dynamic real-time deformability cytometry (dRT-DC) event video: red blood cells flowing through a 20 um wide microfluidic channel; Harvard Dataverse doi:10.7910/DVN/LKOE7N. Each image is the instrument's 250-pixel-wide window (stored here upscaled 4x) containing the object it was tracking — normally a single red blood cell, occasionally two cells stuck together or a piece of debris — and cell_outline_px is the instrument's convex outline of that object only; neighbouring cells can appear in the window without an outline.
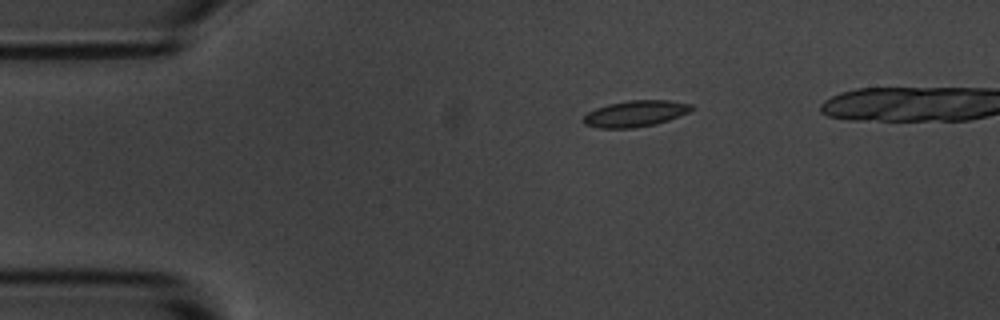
{"species": "common noctule bat (a hibernating species)", "species_latin": "Nyctalus noctula", "temperature_condition": "room temperature", "stored_images_in_passage": 8, "camera_frame_rate_fps": 3000, "um_per_image_px": 0.085, "animal": {"sex": "male", "body_mass_g": 20.1, "forearm_length_mm": 53.5}, "frame": {"image": 1, "passage_image": 3, "time_ms": 3.333, "image_size_px": [1000, 320], "cell_outline_px": [[696, 108], [680, 116], [656, 124], [632, 128], [596, 128], [584, 124], [584, 116], [588, 112], [596, 108], [608, 104], [628, 100], [668, 100], [692, 104]], "centroid_in_image_um": [54.03, 9.65], "position_along_channel_um": 31.0, "area_um2": 16.59}}
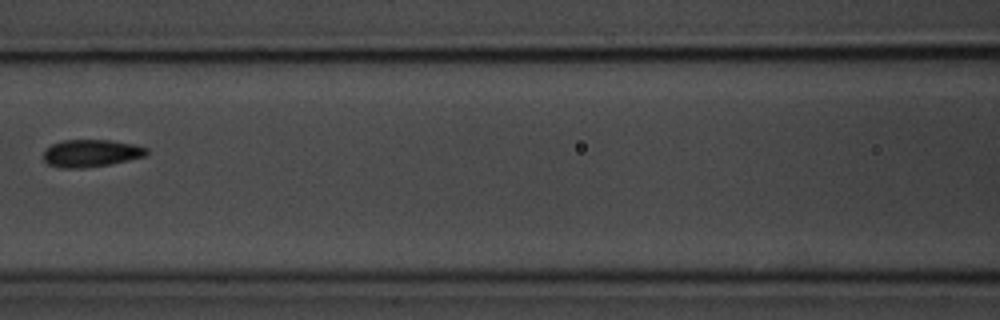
{"frame": {"image": 2, "passage_image": 7, "time_ms": 8.0, "image_size_px": [1000, 320], "cell_outline_px": [[148, 152], [144, 156], [128, 160], [108, 164], [84, 168], [60, 168], [48, 164], [44, 160], [44, 152], [52, 144], [64, 140], [112, 140], [132, 144], [148, 148]], "centroid_in_image_um": [7.73, 13.02], "position_along_channel_um": 158.9, "area_um2": 16.3}}
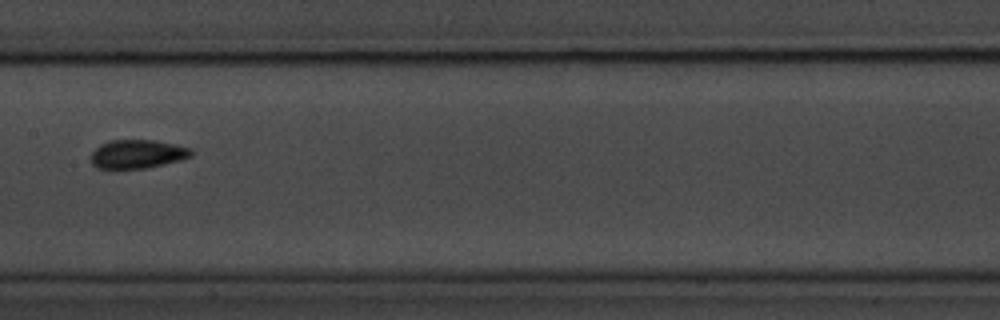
{"frame": {"image": 3, "passage_image": 8, "time_ms": 9.0, "image_size_px": [1000, 320], "cell_outline_px": [[192, 156], [180, 160], [144, 168], [96, 168], [88, 160], [92, 152], [100, 144], [108, 140], [152, 140], [192, 148]], "centroid_in_image_um": [11.62, 13.09], "position_along_channel_um": 195.8, "area_um2": 16.7}}